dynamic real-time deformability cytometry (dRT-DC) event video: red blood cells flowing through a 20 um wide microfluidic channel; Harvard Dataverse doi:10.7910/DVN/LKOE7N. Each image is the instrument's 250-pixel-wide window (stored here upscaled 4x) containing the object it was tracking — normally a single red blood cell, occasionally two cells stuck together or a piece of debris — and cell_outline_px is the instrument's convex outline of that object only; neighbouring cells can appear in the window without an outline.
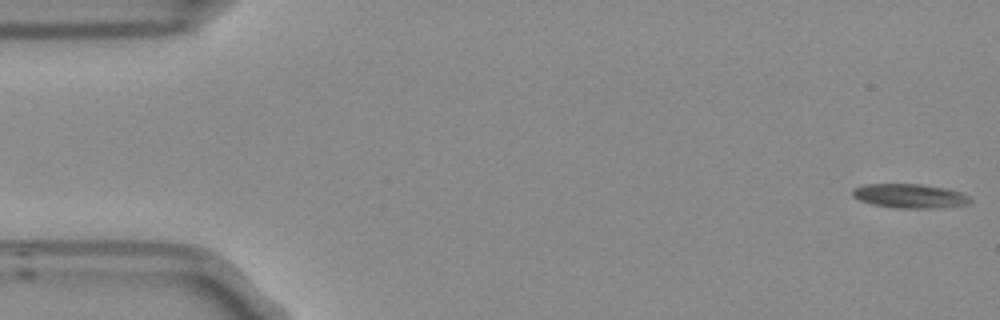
{"species": "Egyptian fruit bat (a non-hibernating species)", "species_latin": "Rousettus aegyptiacus", "temperature_condition": "room temperature", "stored_images_in_passage": 5, "camera_frame_rate_fps": 3000, "um_per_image_px": 0.085, "frame": {"image": 1, "passage_image": 1, "time_ms": 0.0, "image_size_px": [1000, 320], "cell_outline_px": [[972, 200], [968, 204], [932, 208], [896, 208], [872, 204], [860, 200], [852, 196], [852, 188], [864, 184], [920, 184], [944, 188], [960, 192], [968, 196]], "centroid_in_image_um": [77.28, 16.65], "position_along_channel_um": 7.7, "area_um2": 16.47}}